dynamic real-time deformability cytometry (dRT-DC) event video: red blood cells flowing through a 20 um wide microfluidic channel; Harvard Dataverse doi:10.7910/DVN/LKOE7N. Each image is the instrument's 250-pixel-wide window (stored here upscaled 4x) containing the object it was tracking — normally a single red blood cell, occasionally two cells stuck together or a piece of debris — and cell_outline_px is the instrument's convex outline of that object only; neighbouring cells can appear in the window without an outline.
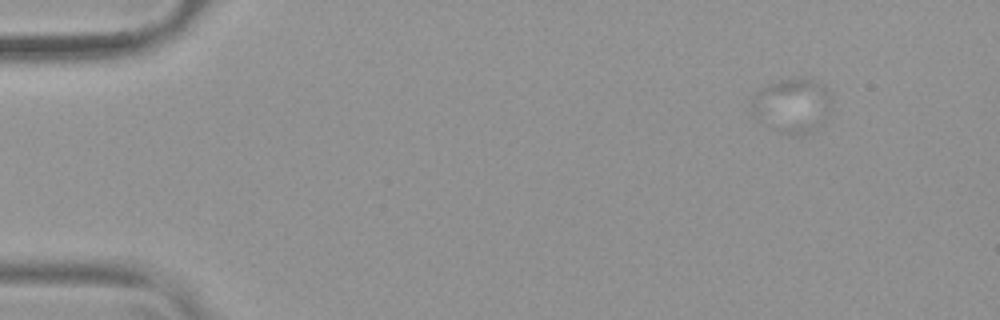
{"species": "common noctule bat (a hibernating species)", "species_latin": "Nyctalus noctula", "temperature_condition": "warm", "stored_images_in_passage": 58, "segment_of_instrument_passage": [2, 2], "camera_frame_rate_fps": 3000, "um_per_image_px": 0.085, "animal": {"sex": "female", "body_mass_g": 19.9}, "frame": {"image": 1, "passage_image": 9, "time_ms": 2.667, "image_size_px": [1000, 320], "cell_outline_px": [[832, 108], [828, 116], [816, 128], [800, 136], [792, 136], [780, 132], [756, 120], [752, 116], [748, 100], [756, 92], [768, 84], [780, 80], [800, 76], [804, 76], [820, 84], [832, 92]], "centroid_in_image_um": [67.32, 8.96], "position_along_channel_um": 17.7, "area_um2": 26.3}}
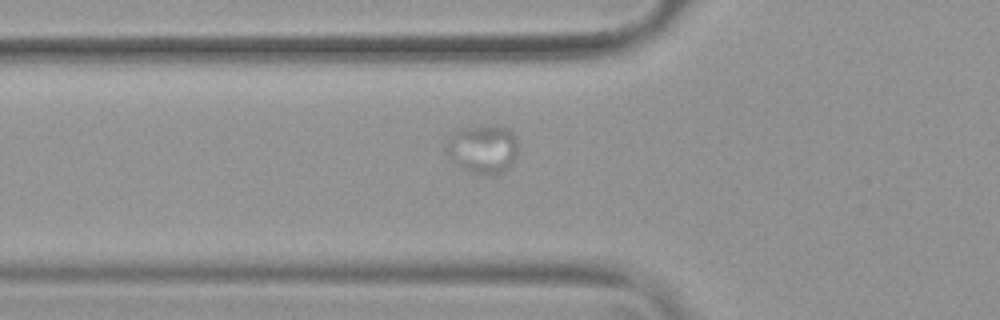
{"frame": {"image": 2, "passage_image": 25, "time_ms": 8.0, "image_size_px": [1000, 320], "cell_outline_px": [[516, 156], [512, 164], [508, 168], [496, 176], [484, 176], [472, 172], [456, 164], [444, 152], [444, 148], [448, 136], [460, 128], [496, 124], [508, 128], [516, 136]], "centroid_in_image_um": [41.02, 12.66], "position_along_channel_um": 84.8, "area_um2": 20.92}}
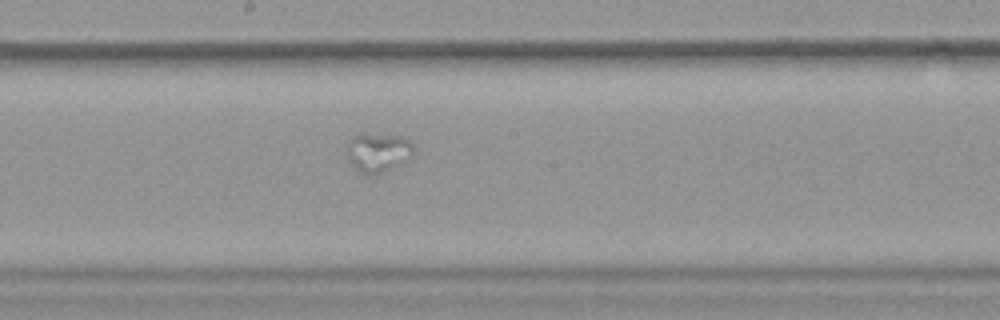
{"frame": {"image": 3, "passage_image": 37, "time_ms": 12.0, "image_size_px": [1000, 320], "cell_outline_px": [[412, 156], [384, 172], [376, 176], [368, 176], [360, 172], [348, 160], [348, 140], [356, 136], [404, 136], [412, 144]], "centroid_in_image_um": [32.13, 13.01], "position_along_channel_um": 216.1, "area_um2": 14.62}}